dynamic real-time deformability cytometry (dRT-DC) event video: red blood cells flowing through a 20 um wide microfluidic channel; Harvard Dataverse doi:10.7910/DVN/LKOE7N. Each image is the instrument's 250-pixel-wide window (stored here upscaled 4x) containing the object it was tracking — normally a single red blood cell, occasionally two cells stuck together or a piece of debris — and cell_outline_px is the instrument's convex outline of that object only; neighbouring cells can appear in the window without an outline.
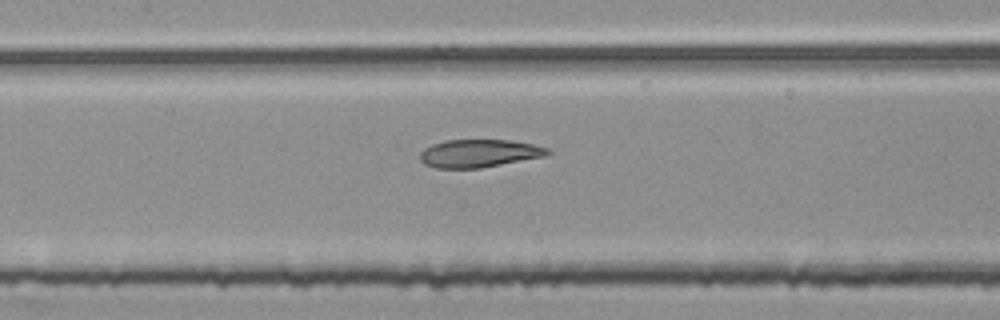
{"species": "common noctule bat (a hibernating species)", "species_latin": "Nyctalus noctula", "temperature_condition": "room temperature", "stored_images_in_passage": 54, "segment_of_instrument_passage": [2, 2], "camera_frame_rate_fps": 3000, "um_per_image_px": 0.085, "animal": {"sex": "female", "body_mass_g": 25.1}, "frame": {"image": 1, "passage_image": 25, "time_ms": 8.0, "image_size_px": [1000, 320], "cell_outline_px": [[552, 152], [544, 156], [480, 168], [436, 168], [424, 164], [420, 160], [420, 152], [424, 148], [432, 144], [444, 140], [508, 140], [532, 144], [548, 148]], "centroid_in_image_um": [40.68, 13.03], "position_along_channel_um": 166.7, "area_um2": 20.63}}
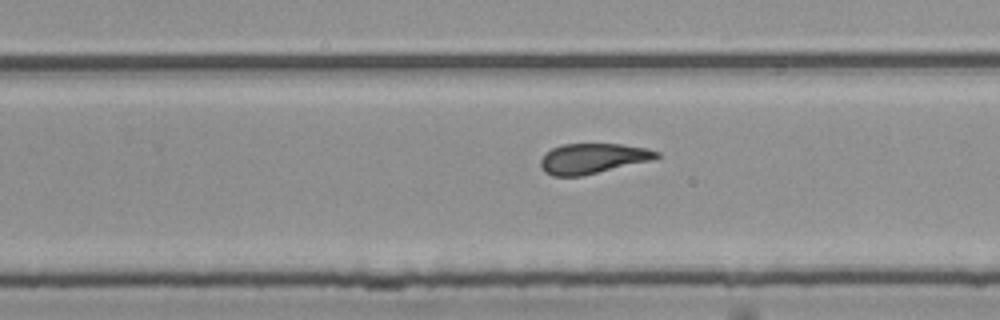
{"frame": {"image": 2, "passage_image": 34, "time_ms": 11.0, "image_size_px": [1000, 320], "cell_outline_px": [[660, 156], [652, 160], [580, 176], [552, 176], [544, 172], [540, 168], [540, 160], [552, 148], [560, 144], [620, 144], [648, 148], [660, 152]], "centroid_in_image_um": [50.37, 13.47], "position_along_channel_um": 279.4, "area_um2": 20.35}}
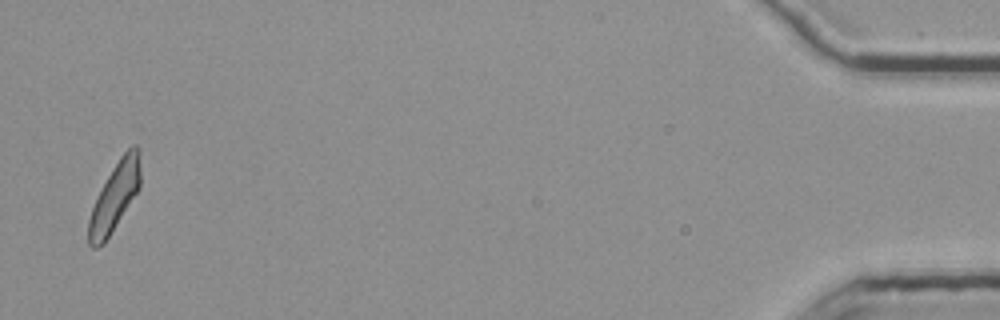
{"frame": {"image": 3, "passage_image": 53, "time_ms": 17.333, "image_size_px": [1000, 320], "cell_outline_px": [[140, 188], [104, 244], [96, 248], [92, 248], [88, 244], [88, 220], [92, 208], [112, 168], [120, 156], [132, 144], [136, 144], [140, 148]], "centroid_in_image_um": [9.77, 16.71], "position_along_channel_um": 425.4, "area_um2": 20.58}}